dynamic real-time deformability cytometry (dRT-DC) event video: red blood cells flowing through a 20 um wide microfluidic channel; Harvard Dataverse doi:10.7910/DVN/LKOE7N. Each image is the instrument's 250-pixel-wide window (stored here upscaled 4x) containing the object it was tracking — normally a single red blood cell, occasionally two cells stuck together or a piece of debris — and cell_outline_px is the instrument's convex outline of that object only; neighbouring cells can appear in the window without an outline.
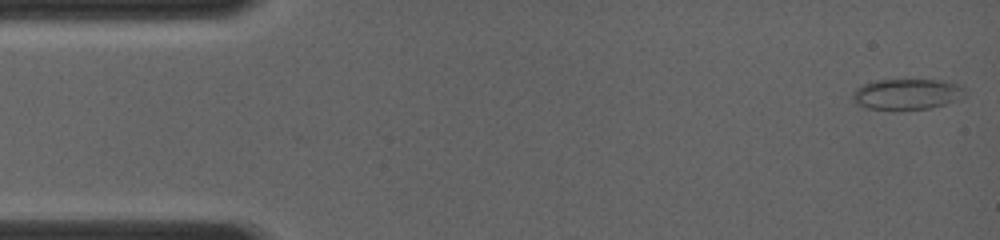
{"species": "common noctule bat (a hibernating species)", "species_latin": "Nyctalus noctula", "temperature_condition": "room temperature", "stored_images_in_passage": 4, "camera_frame_rate_fps": 4000, "um_per_image_px": 0.085, "animal": {"sex": "female", "body_mass_g": 19.0, "forearm_length_mm": 56.7}, "frame": {"image": 1, "passage_image": 1, "time_ms": 0.0, "image_size_px": [1000, 240], "cell_outline_px": [[968, 88], [964, 96], [960, 100], [932, 108], [896, 112], [868, 108], [856, 104], [852, 100], [852, 92], [856, 88], [864, 84], [876, 80], [948, 80], [960, 84]], "centroid_in_image_um": [77.14, 8.03], "position_along_channel_um": 7.9, "area_um2": 21.15}}
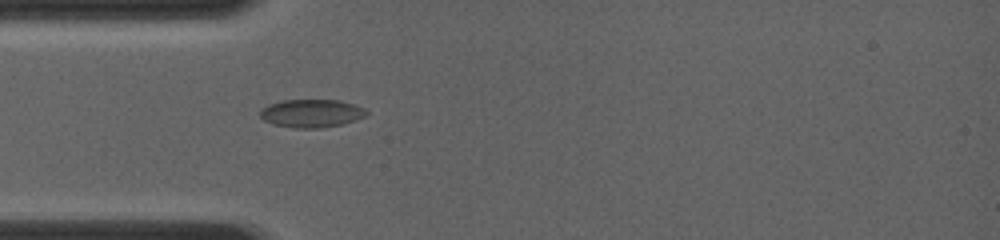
{"frame": {"image": 2, "passage_image": 4, "time_ms": 3.75, "image_size_px": [1000, 240], "cell_outline_px": [[368, 112], [364, 116], [356, 120], [340, 124], [320, 128], [296, 128], [272, 124], [264, 120], [260, 116], [260, 112], [268, 104], [280, 100], [340, 100], [364, 108]], "centroid_in_image_um": [26.45, 9.63], "position_along_channel_um": 58.5, "area_um2": 17.28}}